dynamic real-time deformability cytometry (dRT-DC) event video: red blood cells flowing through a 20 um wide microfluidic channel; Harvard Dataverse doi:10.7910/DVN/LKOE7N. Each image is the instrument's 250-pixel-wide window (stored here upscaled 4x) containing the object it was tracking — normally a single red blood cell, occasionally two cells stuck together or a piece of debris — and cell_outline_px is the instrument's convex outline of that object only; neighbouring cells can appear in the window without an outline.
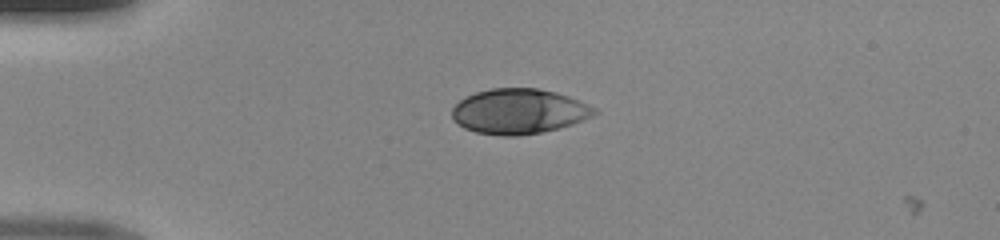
{"species": "human", "species_latin": "Homo sapiens", "temperature_condition": "room temperature", "stored_images_in_passage": 3, "camera_frame_rate_fps": 3000, "um_per_image_px": 0.085, "donor": {"sex": "male"}, "frame": {"image": 1, "passage_image": 1, "time_ms": 0.0, "image_size_px": [1000, 240], "cell_outline_px": [[600, 112], [584, 120], [572, 124], [540, 132], [516, 136], [504, 136], [476, 132], [464, 128], [452, 120], [452, 108], [460, 100], [476, 92], [492, 88], [536, 88], [556, 92], [568, 96], [596, 108]], "centroid_in_image_um": [44.1, 9.46], "position_along_channel_um": 40.9, "area_um2": 37.28}}